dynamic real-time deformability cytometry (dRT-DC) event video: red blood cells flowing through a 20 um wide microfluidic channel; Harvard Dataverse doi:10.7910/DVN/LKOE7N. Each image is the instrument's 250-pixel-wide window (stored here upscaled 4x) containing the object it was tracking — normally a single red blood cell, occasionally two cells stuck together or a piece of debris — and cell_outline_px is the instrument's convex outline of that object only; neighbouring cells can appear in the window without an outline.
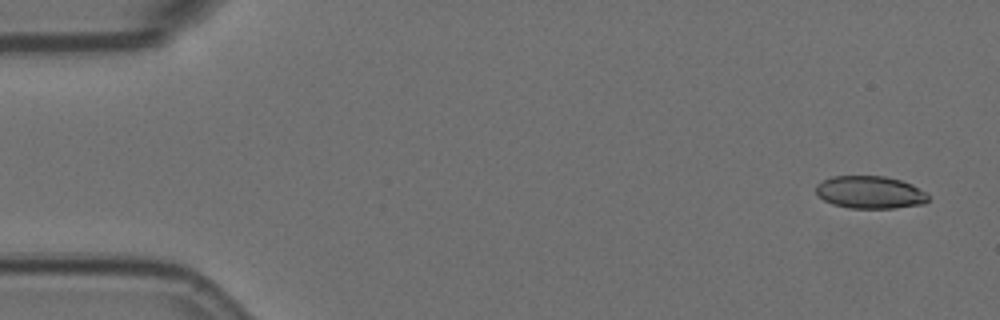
{"species": "Egyptian fruit bat (a non-hibernating species)", "species_latin": "Rousettus aegyptiacus", "temperature_condition": "room temperature", "stored_images_in_passage": 4, "camera_frame_rate_fps": 3000, "um_per_image_px": 0.085, "animal": {"sex": "female"}, "frame": {"image": 1, "passage_image": 1, "time_ms": 0.0, "image_size_px": [1000, 320], "cell_outline_px": [[928, 200], [924, 204], [896, 208], [848, 208], [832, 204], [824, 200], [816, 192], [816, 184], [832, 176], [884, 176], [900, 180], [912, 184], [924, 192], [928, 196]], "centroid_in_image_um": [73.95, 16.35], "position_along_channel_um": 11.1, "area_um2": 21.27}}